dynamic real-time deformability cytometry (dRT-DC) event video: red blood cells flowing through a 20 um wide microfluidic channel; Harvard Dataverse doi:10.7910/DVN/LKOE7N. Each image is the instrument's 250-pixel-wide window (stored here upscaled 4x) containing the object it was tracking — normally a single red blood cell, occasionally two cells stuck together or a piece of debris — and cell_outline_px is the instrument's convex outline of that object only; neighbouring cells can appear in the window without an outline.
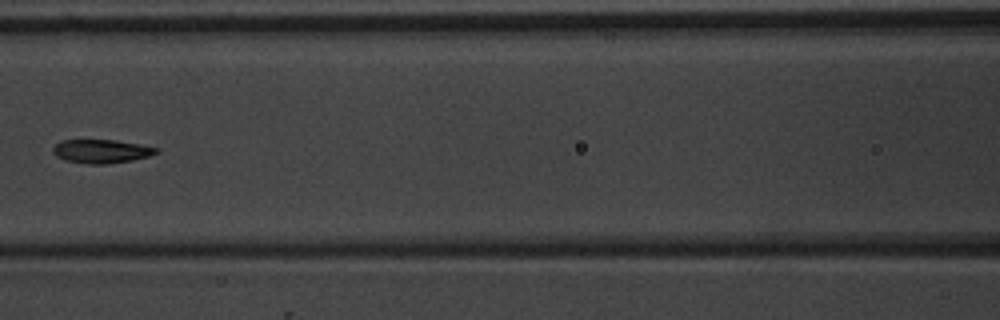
{"species": "common noctule bat (a hibernating species)", "species_latin": "Nyctalus noctula", "temperature_condition": "warm", "stored_images_in_passage": 9, "camera_frame_rate_fps": 3000, "um_per_image_px": 0.085, "animal": {"sex": "male", "body_mass_g": 20.1, "forearm_length_mm": 53.5}, "frame": {"image": 1, "passage_image": 8, "time_ms": 9.0, "image_size_px": [1000, 320], "cell_outline_px": [[160, 152], [148, 156], [132, 160], [104, 164], [88, 164], [64, 160], [56, 156], [52, 152], [52, 148], [60, 140], [116, 140], [140, 144], [160, 148]], "centroid_in_image_um": [8.62, 12.85], "position_along_channel_um": 158.0, "area_um2": 14.33}}
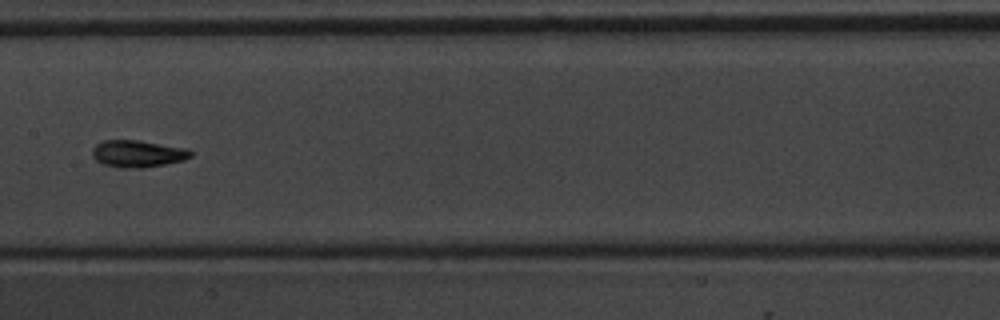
{"frame": {"image": 2, "passage_image": 9, "time_ms": 10.0, "image_size_px": [1000, 320], "cell_outline_px": [[192, 156], [184, 160], [164, 164], [140, 168], [120, 168], [104, 164], [96, 160], [92, 156], [92, 148], [96, 144], [104, 140], [136, 140], [188, 148], [192, 152]], "centroid_in_image_um": [11.7, 13.06], "position_along_channel_um": 195.7, "area_um2": 15.49}}